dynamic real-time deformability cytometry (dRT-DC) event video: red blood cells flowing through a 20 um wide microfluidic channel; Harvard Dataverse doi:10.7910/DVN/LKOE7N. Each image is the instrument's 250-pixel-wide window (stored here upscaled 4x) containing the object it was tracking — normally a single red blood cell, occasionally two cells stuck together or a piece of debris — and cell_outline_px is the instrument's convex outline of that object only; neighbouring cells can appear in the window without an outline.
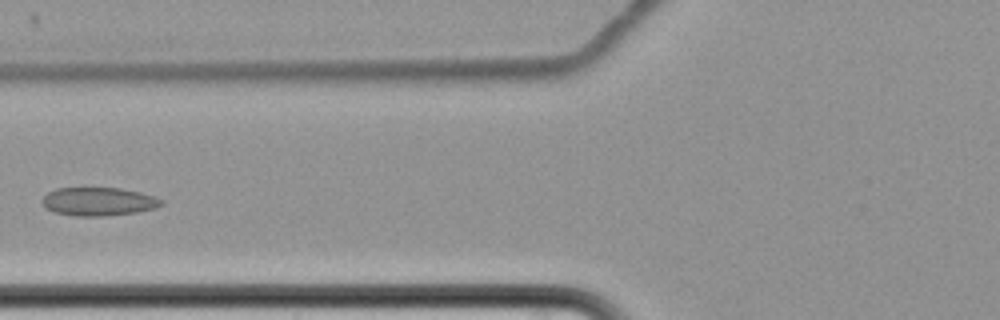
{"species": "common noctule bat (a hibernating species)", "species_latin": "Nyctalus noctula", "temperature_condition": "cold", "stored_images_in_passage": 8, "camera_frame_rate_fps": 3000, "um_per_image_px": 0.085, "animal": {"sex": "female", "body_mass_g": 22.7, "forearm_length_mm": 54.2}, "frame": {"image": 1, "passage_image": 7, "time_ms": 7.333, "image_size_px": [1000, 320], "cell_outline_px": [[164, 204], [156, 208], [136, 212], [104, 216], [76, 216], [56, 212], [44, 208], [40, 200], [48, 192], [56, 188], [120, 188], [140, 192], [156, 196], [164, 200]], "centroid_in_image_um": [8.39, 17.13], "position_along_channel_um": 117.4, "area_um2": 19.88}}
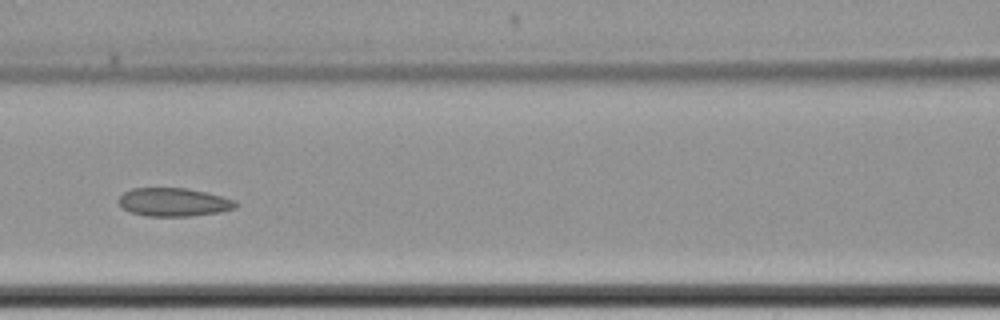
{"frame": {"image": 2, "passage_image": 8, "time_ms": 8.333, "image_size_px": [1000, 320], "cell_outline_px": [[240, 204], [236, 208], [220, 212], [188, 216], [148, 216], [132, 212], [124, 208], [120, 204], [120, 196], [124, 192], [132, 188], [184, 188], [204, 192], [236, 200]], "centroid_in_image_um": [14.81, 17.18], "position_along_channel_um": 151.8, "area_um2": 19.13}}